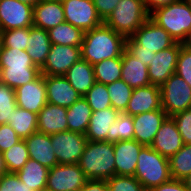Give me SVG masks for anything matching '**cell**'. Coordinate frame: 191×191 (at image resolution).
I'll return each instance as SVG.
<instances>
[{
  "label": "cell",
  "instance_id": "6da1fadb",
  "mask_svg": "<svg viewBox=\"0 0 191 191\" xmlns=\"http://www.w3.org/2000/svg\"><path fill=\"white\" fill-rule=\"evenodd\" d=\"M125 49L126 38L103 23L84 32L81 59L93 66L102 60L122 56Z\"/></svg>",
  "mask_w": 191,
  "mask_h": 191
},
{
  "label": "cell",
  "instance_id": "7a4b0ae2",
  "mask_svg": "<svg viewBox=\"0 0 191 191\" xmlns=\"http://www.w3.org/2000/svg\"><path fill=\"white\" fill-rule=\"evenodd\" d=\"M41 74L26 50L1 47L0 50V82L16 89L31 81Z\"/></svg>",
  "mask_w": 191,
  "mask_h": 191
},
{
  "label": "cell",
  "instance_id": "3957f363",
  "mask_svg": "<svg viewBox=\"0 0 191 191\" xmlns=\"http://www.w3.org/2000/svg\"><path fill=\"white\" fill-rule=\"evenodd\" d=\"M78 165L88 180H107L115 175L114 143L87 141Z\"/></svg>",
  "mask_w": 191,
  "mask_h": 191
},
{
  "label": "cell",
  "instance_id": "277c9868",
  "mask_svg": "<svg viewBox=\"0 0 191 191\" xmlns=\"http://www.w3.org/2000/svg\"><path fill=\"white\" fill-rule=\"evenodd\" d=\"M149 18L168 32L175 42L182 43L191 30V3L178 0L157 8Z\"/></svg>",
  "mask_w": 191,
  "mask_h": 191
},
{
  "label": "cell",
  "instance_id": "5b68a950",
  "mask_svg": "<svg viewBox=\"0 0 191 191\" xmlns=\"http://www.w3.org/2000/svg\"><path fill=\"white\" fill-rule=\"evenodd\" d=\"M134 177L146 191L170 181L169 159L151 146H143L138 155Z\"/></svg>",
  "mask_w": 191,
  "mask_h": 191
},
{
  "label": "cell",
  "instance_id": "8992f818",
  "mask_svg": "<svg viewBox=\"0 0 191 191\" xmlns=\"http://www.w3.org/2000/svg\"><path fill=\"white\" fill-rule=\"evenodd\" d=\"M149 16L143 0H120L103 23L125 38H130Z\"/></svg>",
  "mask_w": 191,
  "mask_h": 191
},
{
  "label": "cell",
  "instance_id": "52a82bcc",
  "mask_svg": "<svg viewBox=\"0 0 191 191\" xmlns=\"http://www.w3.org/2000/svg\"><path fill=\"white\" fill-rule=\"evenodd\" d=\"M160 91L161 107L168 117L191 108V87L178 74L173 73Z\"/></svg>",
  "mask_w": 191,
  "mask_h": 191
},
{
  "label": "cell",
  "instance_id": "ba28073f",
  "mask_svg": "<svg viewBox=\"0 0 191 191\" xmlns=\"http://www.w3.org/2000/svg\"><path fill=\"white\" fill-rule=\"evenodd\" d=\"M58 164H78L88 139L82 133L63 131L51 135Z\"/></svg>",
  "mask_w": 191,
  "mask_h": 191
},
{
  "label": "cell",
  "instance_id": "9c48e42d",
  "mask_svg": "<svg viewBox=\"0 0 191 191\" xmlns=\"http://www.w3.org/2000/svg\"><path fill=\"white\" fill-rule=\"evenodd\" d=\"M65 22L87 32L103 24L92 0H65L62 2Z\"/></svg>",
  "mask_w": 191,
  "mask_h": 191
},
{
  "label": "cell",
  "instance_id": "30bf717a",
  "mask_svg": "<svg viewBox=\"0 0 191 191\" xmlns=\"http://www.w3.org/2000/svg\"><path fill=\"white\" fill-rule=\"evenodd\" d=\"M87 180L78 164H57L49 169L45 189L79 191Z\"/></svg>",
  "mask_w": 191,
  "mask_h": 191
},
{
  "label": "cell",
  "instance_id": "8fae6325",
  "mask_svg": "<svg viewBox=\"0 0 191 191\" xmlns=\"http://www.w3.org/2000/svg\"><path fill=\"white\" fill-rule=\"evenodd\" d=\"M81 59V47L52 44L44 65L40 68L44 76H64Z\"/></svg>",
  "mask_w": 191,
  "mask_h": 191
},
{
  "label": "cell",
  "instance_id": "7c38bea8",
  "mask_svg": "<svg viewBox=\"0 0 191 191\" xmlns=\"http://www.w3.org/2000/svg\"><path fill=\"white\" fill-rule=\"evenodd\" d=\"M131 38L140 46V50L154 53L167 49L176 43L168 32L150 18L134 32Z\"/></svg>",
  "mask_w": 191,
  "mask_h": 191
},
{
  "label": "cell",
  "instance_id": "4fadbf2b",
  "mask_svg": "<svg viewBox=\"0 0 191 191\" xmlns=\"http://www.w3.org/2000/svg\"><path fill=\"white\" fill-rule=\"evenodd\" d=\"M33 26V6L18 0H0V30Z\"/></svg>",
  "mask_w": 191,
  "mask_h": 191
},
{
  "label": "cell",
  "instance_id": "5bb4252c",
  "mask_svg": "<svg viewBox=\"0 0 191 191\" xmlns=\"http://www.w3.org/2000/svg\"><path fill=\"white\" fill-rule=\"evenodd\" d=\"M181 47L182 43L176 42L173 46L154 54L148 66V75L152 85L160 87L175 73Z\"/></svg>",
  "mask_w": 191,
  "mask_h": 191
},
{
  "label": "cell",
  "instance_id": "9a60e30c",
  "mask_svg": "<svg viewBox=\"0 0 191 191\" xmlns=\"http://www.w3.org/2000/svg\"><path fill=\"white\" fill-rule=\"evenodd\" d=\"M17 107L38 114L48 103L44 75L15 89Z\"/></svg>",
  "mask_w": 191,
  "mask_h": 191
},
{
  "label": "cell",
  "instance_id": "2e32d148",
  "mask_svg": "<svg viewBox=\"0 0 191 191\" xmlns=\"http://www.w3.org/2000/svg\"><path fill=\"white\" fill-rule=\"evenodd\" d=\"M168 115L163 110H154L132 116L134 140L143 146H151L157 131Z\"/></svg>",
  "mask_w": 191,
  "mask_h": 191
},
{
  "label": "cell",
  "instance_id": "e0dca14e",
  "mask_svg": "<svg viewBox=\"0 0 191 191\" xmlns=\"http://www.w3.org/2000/svg\"><path fill=\"white\" fill-rule=\"evenodd\" d=\"M154 110H163L161 107V91L159 86L150 84L133 89L124 113L134 116Z\"/></svg>",
  "mask_w": 191,
  "mask_h": 191
},
{
  "label": "cell",
  "instance_id": "ac0fdd59",
  "mask_svg": "<svg viewBox=\"0 0 191 191\" xmlns=\"http://www.w3.org/2000/svg\"><path fill=\"white\" fill-rule=\"evenodd\" d=\"M183 146L184 143L174 119L167 117L157 131L151 147L169 159Z\"/></svg>",
  "mask_w": 191,
  "mask_h": 191
},
{
  "label": "cell",
  "instance_id": "d6986e66",
  "mask_svg": "<svg viewBox=\"0 0 191 191\" xmlns=\"http://www.w3.org/2000/svg\"><path fill=\"white\" fill-rule=\"evenodd\" d=\"M141 145L136 140H121L114 143L115 175L134 176Z\"/></svg>",
  "mask_w": 191,
  "mask_h": 191
},
{
  "label": "cell",
  "instance_id": "ffe728a7",
  "mask_svg": "<svg viewBox=\"0 0 191 191\" xmlns=\"http://www.w3.org/2000/svg\"><path fill=\"white\" fill-rule=\"evenodd\" d=\"M44 81L50 104L69 108L81 98L64 76H44Z\"/></svg>",
  "mask_w": 191,
  "mask_h": 191
},
{
  "label": "cell",
  "instance_id": "44dd1931",
  "mask_svg": "<svg viewBox=\"0 0 191 191\" xmlns=\"http://www.w3.org/2000/svg\"><path fill=\"white\" fill-rule=\"evenodd\" d=\"M30 159L36 160L48 169L58 164L51 141V135L34 132L24 139Z\"/></svg>",
  "mask_w": 191,
  "mask_h": 191
},
{
  "label": "cell",
  "instance_id": "7402d4cb",
  "mask_svg": "<svg viewBox=\"0 0 191 191\" xmlns=\"http://www.w3.org/2000/svg\"><path fill=\"white\" fill-rule=\"evenodd\" d=\"M67 108L47 103L37 114V130L47 135L67 131Z\"/></svg>",
  "mask_w": 191,
  "mask_h": 191
},
{
  "label": "cell",
  "instance_id": "603a6c76",
  "mask_svg": "<svg viewBox=\"0 0 191 191\" xmlns=\"http://www.w3.org/2000/svg\"><path fill=\"white\" fill-rule=\"evenodd\" d=\"M65 22L62 2L40 0L33 7V26L49 30Z\"/></svg>",
  "mask_w": 191,
  "mask_h": 191
},
{
  "label": "cell",
  "instance_id": "cb8c5ba5",
  "mask_svg": "<svg viewBox=\"0 0 191 191\" xmlns=\"http://www.w3.org/2000/svg\"><path fill=\"white\" fill-rule=\"evenodd\" d=\"M121 79L132 89L150 85L148 66L133 57L126 49L122 53Z\"/></svg>",
  "mask_w": 191,
  "mask_h": 191
},
{
  "label": "cell",
  "instance_id": "d4e9b609",
  "mask_svg": "<svg viewBox=\"0 0 191 191\" xmlns=\"http://www.w3.org/2000/svg\"><path fill=\"white\" fill-rule=\"evenodd\" d=\"M120 112L114 108H105L92 112L85 136L88 141H107L108 129L114 123Z\"/></svg>",
  "mask_w": 191,
  "mask_h": 191
},
{
  "label": "cell",
  "instance_id": "484cf974",
  "mask_svg": "<svg viewBox=\"0 0 191 191\" xmlns=\"http://www.w3.org/2000/svg\"><path fill=\"white\" fill-rule=\"evenodd\" d=\"M64 77L81 97H84L96 82L93 66L83 59L76 62Z\"/></svg>",
  "mask_w": 191,
  "mask_h": 191
},
{
  "label": "cell",
  "instance_id": "4316f807",
  "mask_svg": "<svg viewBox=\"0 0 191 191\" xmlns=\"http://www.w3.org/2000/svg\"><path fill=\"white\" fill-rule=\"evenodd\" d=\"M52 43L50 42L48 31L37 27H30V37L28 41L27 54L33 63L41 68L50 52Z\"/></svg>",
  "mask_w": 191,
  "mask_h": 191
},
{
  "label": "cell",
  "instance_id": "83f0119b",
  "mask_svg": "<svg viewBox=\"0 0 191 191\" xmlns=\"http://www.w3.org/2000/svg\"><path fill=\"white\" fill-rule=\"evenodd\" d=\"M49 169L33 159H28L25 165L16 173L20 181L34 191H43L46 188Z\"/></svg>",
  "mask_w": 191,
  "mask_h": 191
},
{
  "label": "cell",
  "instance_id": "f1b7e54d",
  "mask_svg": "<svg viewBox=\"0 0 191 191\" xmlns=\"http://www.w3.org/2000/svg\"><path fill=\"white\" fill-rule=\"evenodd\" d=\"M92 112L87 100L84 97L79 98L72 106L67 108L68 130L85 135Z\"/></svg>",
  "mask_w": 191,
  "mask_h": 191
},
{
  "label": "cell",
  "instance_id": "f546056e",
  "mask_svg": "<svg viewBox=\"0 0 191 191\" xmlns=\"http://www.w3.org/2000/svg\"><path fill=\"white\" fill-rule=\"evenodd\" d=\"M48 35L52 44L81 47L84 32L68 22H63L49 29Z\"/></svg>",
  "mask_w": 191,
  "mask_h": 191
},
{
  "label": "cell",
  "instance_id": "4dcf8cb0",
  "mask_svg": "<svg viewBox=\"0 0 191 191\" xmlns=\"http://www.w3.org/2000/svg\"><path fill=\"white\" fill-rule=\"evenodd\" d=\"M9 125L15 130L16 134L22 139H26L34 132H37V114L28 110L16 107L13 110Z\"/></svg>",
  "mask_w": 191,
  "mask_h": 191
},
{
  "label": "cell",
  "instance_id": "1f68e13d",
  "mask_svg": "<svg viewBox=\"0 0 191 191\" xmlns=\"http://www.w3.org/2000/svg\"><path fill=\"white\" fill-rule=\"evenodd\" d=\"M95 81L105 85L121 79L122 56L102 60L93 65Z\"/></svg>",
  "mask_w": 191,
  "mask_h": 191
},
{
  "label": "cell",
  "instance_id": "d6a6232c",
  "mask_svg": "<svg viewBox=\"0 0 191 191\" xmlns=\"http://www.w3.org/2000/svg\"><path fill=\"white\" fill-rule=\"evenodd\" d=\"M172 179L183 180L191 174V144L184 146L169 158Z\"/></svg>",
  "mask_w": 191,
  "mask_h": 191
},
{
  "label": "cell",
  "instance_id": "836d02e7",
  "mask_svg": "<svg viewBox=\"0 0 191 191\" xmlns=\"http://www.w3.org/2000/svg\"><path fill=\"white\" fill-rule=\"evenodd\" d=\"M121 140H134L132 116L120 113L117 120L108 129L107 141L115 143Z\"/></svg>",
  "mask_w": 191,
  "mask_h": 191
},
{
  "label": "cell",
  "instance_id": "e575fe53",
  "mask_svg": "<svg viewBox=\"0 0 191 191\" xmlns=\"http://www.w3.org/2000/svg\"><path fill=\"white\" fill-rule=\"evenodd\" d=\"M2 153L7 172L9 173H17L30 158L24 140L19 141Z\"/></svg>",
  "mask_w": 191,
  "mask_h": 191
},
{
  "label": "cell",
  "instance_id": "d590c367",
  "mask_svg": "<svg viewBox=\"0 0 191 191\" xmlns=\"http://www.w3.org/2000/svg\"><path fill=\"white\" fill-rule=\"evenodd\" d=\"M106 86L112 108L120 113H124L126 111L127 104L130 101V97L132 96L133 89L122 79L107 84Z\"/></svg>",
  "mask_w": 191,
  "mask_h": 191
},
{
  "label": "cell",
  "instance_id": "8d00e7d4",
  "mask_svg": "<svg viewBox=\"0 0 191 191\" xmlns=\"http://www.w3.org/2000/svg\"><path fill=\"white\" fill-rule=\"evenodd\" d=\"M84 98L93 112L112 107L107 86L103 83L95 82Z\"/></svg>",
  "mask_w": 191,
  "mask_h": 191
},
{
  "label": "cell",
  "instance_id": "74e56055",
  "mask_svg": "<svg viewBox=\"0 0 191 191\" xmlns=\"http://www.w3.org/2000/svg\"><path fill=\"white\" fill-rule=\"evenodd\" d=\"M16 107L15 90L0 82V125L9 124Z\"/></svg>",
  "mask_w": 191,
  "mask_h": 191
},
{
  "label": "cell",
  "instance_id": "f35d334b",
  "mask_svg": "<svg viewBox=\"0 0 191 191\" xmlns=\"http://www.w3.org/2000/svg\"><path fill=\"white\" fill-rule=\"evenodd\" d=\"M30 28H19L2 31V46L19 50L28 48Z\"/></svg>",
  "mask_w": 191,
  "mask_h": 191
},
{
  "label": "cell",
  "instance_id": "ab89813d",
  "mask_svg": "<svg viewBox=\"0 0 191 191\" xmlns=\"http://www.w3.org/2000/svg\"><path fill=\"white\" fill-rule=\"evenodd\" d=\"M106 183L109 191H146L134 176L114 175Z\"/></svg>",
  "mask_w": 191,
  "mask_h": 191
},
{
  "label": "cell",
  "instance_id": "60d3db41",
  "mask_svg": "<svg viewBox=\"0 0 191 191\" xmlns=\"http://www.w3.org/2000/svg\"><path fill=\"white\" fill-rule=\"evenodd\" d=\"M175 73L191 87V51L183 46L180 48Z\"/></svg>",
  "mask_w": 191,
  "mask_h": 191
},
{
  "label": "cell",
  "instance_id": "b9f144b4",
  "mask_svg": "<svg viewBox=\"0 0 191 191\" xmlns=\"http://www.w3.org/2000/svg\"><path fill=\"white\" fill-rule=\"evenodd\" d=\"M184 144H191V108L172 116Z\"/></svg>",
  "mask_w": 191,
  "mask_h": 191
},
{
  "label": "cell",
  "instance_id": "7bdbcfd3",
  "mask_svg": "<svg viewBox=\"0 0 191 191\" xmlns=\"http://www.w3.org/2000/svg\"><path fill=\"white\" fill-rule=\"evenodd\" d=\"M0 191H34L20 181L16 173L6 172L0 177Z\"/></svg>",
  "mask_w": 191,
  "mask_h": 191
},
{
  "label": "cell",
  "instance_id": "ee69618b",
  "mask_svg": "<svg viewBox=\"0 0 191 191\" xmlns=\"http://www.w3.org/2000/svg\"><path fill=\"white\" fill-rule=\"evenodd\" d=\"M22 139L9 124L0 125V152H4Z\"/></svg>",
  "mask_w": 191,
  "mask_h": 191
},
{
  "label": "cell",
  "instance_id": "f6af8a7d",
  "mask_svg": "<svg viewBox=\"0 0 191 191\" xmlns=\"http://www.w3.org/2000/svg\"><path fill=\"white\" fill-rule=\"evenodd\" d=\"M126 50L137 60L143 62L144 65L149 66L151 59L154 57V52L147 50H140V46L130 37L126 38Z\"/></svg>",
  "mask_w": 191,
  "mask_h": 191
},
{
  "label": "cell",
  "instance_id": "bcb514c9",
  "mask_svg": "<svg viewBox=\"0 0 191 191\" xmlns=\"http://www.w3.org/2000/svg\"><path fill=\"white\" fill-rule=\"evenodd\" d=\"M99 17L104 22L116 8L120 0H92Z\"/></svg>",
  "mask_w": 191,
  "mask_h": 191
},
{
  "label": "cell",
  "instance_id": "7dc6e473",
  "mask_svg": "<svg viewBox=\"0 0 191 191\" xmlns=\"http://www.w3.org/2000/svg\"><path fill=\"white\" fill-rule=\"evenodd\" d=\"M149 191H188L183 180L171 179L170 181L163 183L157 187L150 189Z\"/></svg>",
  "mask_w": 191,
  "mask_h": 191
},
{
  "label": "cell",
  "instance_id": "c3c4849f",
  "mask_svg": "<svg viewBox=\"0 0 191 191\" xmlns=\"http://www.w3.org/2000/svg\"><path fill=\"white\" fill-rule=\"evenodd\" d=\"M79 191H109L106 180L92 179L87 180Z\"/></svg>",
  "mask_w": 191,
  "mask_h": 191
},
{
  "label": "cell",
  "instance_id": "681fc988",
  "mask_svg": "<svg viewBox=\"0 0 191 191\" xmlns=\"http://www.w3.org/2000/svg\"><path fill=\"white\" fill-rule=\"evenodd\" d=\"M143 1H144L146 11L150 14L154 10H156L157 8L167 6V5L174 3L178 0H143Z\"/></svg>",
  "mask_w": 191,
  "mask_h": 191
},
{
  "label": "cell",
  "instance_id": "f907efd6",
  "mask_svg": "<svg viewBox=\"0 0 191 191\" xmlns=\"http://www.w3.org/2000/svg\"><path fill=\"white\" fill-rule=\"evenodd\" d=\"M182 46L191 51V30L188 32L185 40L182 42Z\"/></svg>",
  "mask_w": 191,
  "mask_h": 191
},
{
  "label": "cell",
  "instance_id": "816d5d0a",
  "mask_svg": "<svg viewBox=\"0 0 191 191\" xmlns=\"http://www.w3.org/2000/svg\"><path fill=\"white\" fill-rule=\"evenodd\" d=\"M6 172H7V169L4 163L3 153L0 152V177L4 175Z\"/></svg>",
  "mask_w": 191,
  "mask_h": 191
},
{
  "label": "cell",
  "instance_id": "f5cc1de1",
  "mask_svg": "<svg viewBox=\"0 0 191 191\" xmlns=\"http://www.w3.org/2000/svg\"><path fill=\"white\" fill-rule=\"evenodd\" d=\"M183 182L186 186V189L188 191H191V174L189 176H187L185 179H183Z\"/></svg>",
  "mask_w": 191,
  "mask_h": 191
},
{
  "label": "cell",
  "instance_id": "db71d44e",
  "mask_svg": "<svg viewBox=\"0 0 191 191\" xmlns=\"http://www.w3.org/2000/svg\"><path fill=\"white\" fill-rule=\"evenodd\" d=\"M18 1L34 7L40 0H18Z\"/></svg>",
  "mask_w": 191,
  "mask_h": 191
},
{
  "label": "cell",
  "instance_id": "11a10c76",
  "mask_svg": "<svg viewBox=\"0 0 191 191\" xmlns=\"http://www.w3.org/2000/svg\"><path fill=\"white\" fill-rule=\"evenodd\" d=\"M1 47H2V31L0 30V50H1Z\"/></svg>",
  "mask_w": 191,
  "mask_h": 191
},
{
  "label": "cell",
  "instance_id": "9f6ffc18",
  "mask_svg": "<svg viewBox=\"0 0 191 191\" xmlns=\"http://www.w3.org/2000/svg\"><path fill=\"white\" fill-rule=\"evenodd\" d=\"M51 1L64 2L65 0H51Z\"/></svg>",
  "mask_w": 191,
  "mask_h": 191
}]
</instances>
